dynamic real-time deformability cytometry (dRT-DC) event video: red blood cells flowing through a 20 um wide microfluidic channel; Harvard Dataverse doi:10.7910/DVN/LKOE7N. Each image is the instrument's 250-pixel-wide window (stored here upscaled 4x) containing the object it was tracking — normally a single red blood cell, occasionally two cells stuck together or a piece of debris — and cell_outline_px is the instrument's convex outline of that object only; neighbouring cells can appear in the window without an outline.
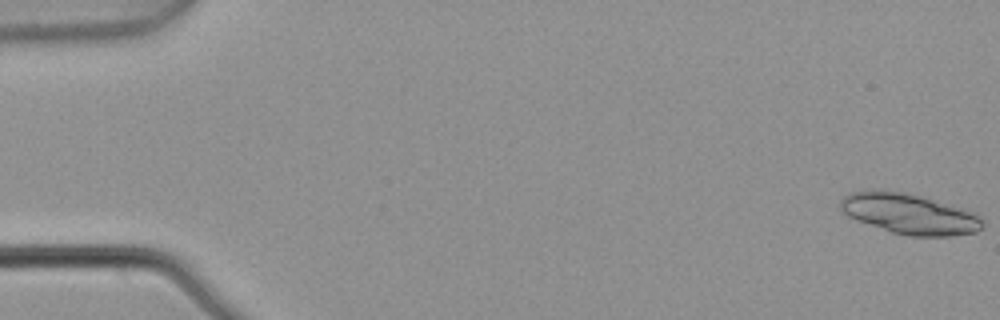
{"species": "common noctule bat (a hibernating species)", "species_latin": "Nyctalus noctula", "temperature_condition": "warm", "stored_images_in_passage": 8, "segment_of_instrument_passage": [1, 2], "camera_frame_rate_fps": 3000, "um_per_image_px": 0.085, "animal": {"sex": "male", "body_mass_g": 21.5, "forearm_length_mm": 52.0}, "frame": {"image": 1, "passage_image": 1, "time_ms": 0.0, "image_size_px": [1000, 320], "cell_outline_px": [[984, 224], [976, 232], [952, 236], [908, 236], [892, 232], [848, 216], [840, 208], [840, 200], [844, 196], [852, 192], [872, 188], [880, 188], [908, 192], [964, 208], [976, 212], [984, 220]], "centroid_in_image_um": [77.32, 18.14], "position_along_channel_um": 7.7, "area_um2": 33.99}}